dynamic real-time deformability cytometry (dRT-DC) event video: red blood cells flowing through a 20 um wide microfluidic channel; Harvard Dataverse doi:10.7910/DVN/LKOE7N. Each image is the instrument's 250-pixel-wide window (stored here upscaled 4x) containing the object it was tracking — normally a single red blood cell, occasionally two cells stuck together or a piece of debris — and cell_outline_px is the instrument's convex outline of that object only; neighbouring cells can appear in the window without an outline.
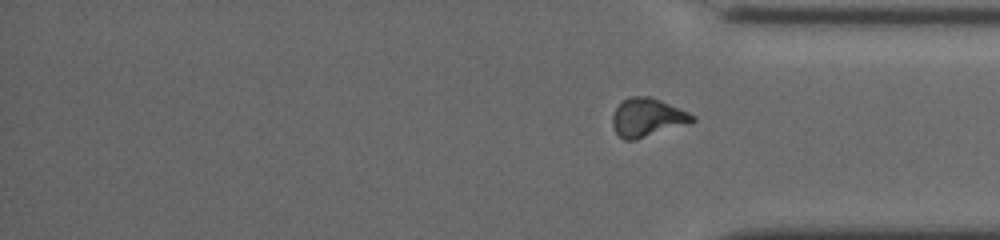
{"species": "common noctule bat (a hibernating species)", "species_latin": "Nyctalus noctula", "temperature_condition": "cold", "stored_images_in_passage": 46, "segment_of_instrument_passage": [2, 2], "camera_frame_rate_fps": 3000, "um_per_image_px": 0.085, "animal": {"sex": "female", "body_mass_g": 19.5, "forearm_length_mm": 54.1}, "frame": {"image": 1, "passage_image": 46, "time_ms": 15.0, "image_size_px": [1000, 240], "cell_outline_px": [[696, 120], [692, 124], [636, 140], [624, 140], [616, 132], [612, 124], [612, 116], [616, 108], [624, 100], [632, 96], [648, 96], [660, 100], [680, 108], [696, 116]], "centroid_in_image_um": [55.08, 10.01], "position_along_channel_um": 380.1, "area_um2": 18.15}}